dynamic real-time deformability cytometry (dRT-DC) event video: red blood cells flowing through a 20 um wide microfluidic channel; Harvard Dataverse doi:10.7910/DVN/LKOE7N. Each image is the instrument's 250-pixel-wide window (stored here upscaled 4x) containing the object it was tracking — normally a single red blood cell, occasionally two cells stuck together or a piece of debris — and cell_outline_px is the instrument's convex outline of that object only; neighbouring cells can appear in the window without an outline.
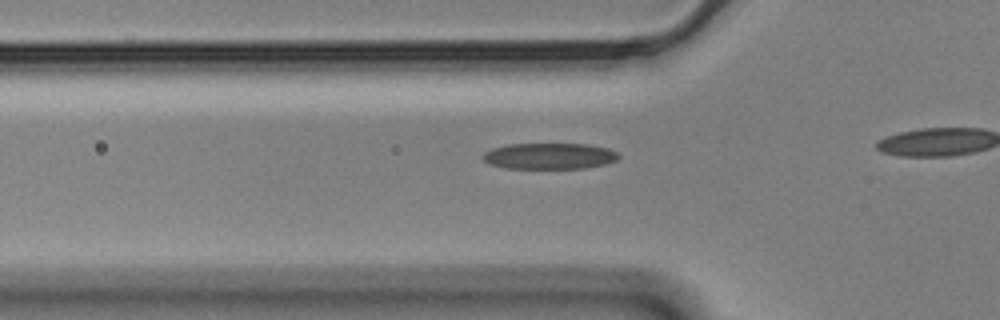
{"species": "Egyptian fruit bat (a non-hibernating species)", "species_latin": "Rousettus aegyptiacus", "temperature_condition": "cold", "stored_images_in_passage": 20, "camera_frame_rate_fps": 3000, "um_per_image_px": 0.085, "animal": {"sex": "male"}, "frame": {"image": 1, "passage_image": 15, "time_ms": 4.667, "image_size_px": [1000, 320], "cell_outline_px": [[620, 156], [616, 160], [604, 164], [584, 168], [504, 168], [492, 164], [484, 160], [480, 156], [484, 152], [492, 148], [508, 144], [588, 144], [608, 148], [616, 152]], "centroid_in_image_um": [46.68, 13.26], "position_along_channel_um": 79.1, "area_um2": 20.58}}
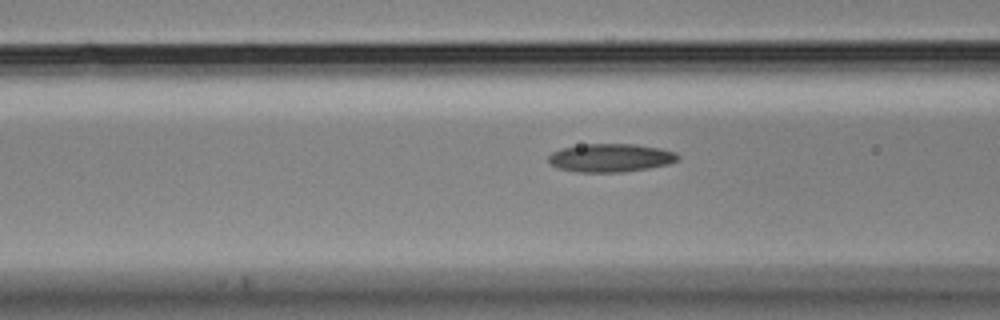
{"frame": {"image": 2, "passage_image": 18, "time_ms": 5.667, "image_size_px": [1000, 320], "cell_outline_px": [[680, 160], [668, 164], [648, 168], [624, 172], [576, 172], [556, 168], [548, 160], [548, 156], [552, 152], [560, 148], [584, 144], [636, 144], [660, 148], [676, 152], [680, 156]], "centroid_in_image_um": [51.91, 13.41], "position_along_channel_um": 114.7, "area_um2": 21.56}}